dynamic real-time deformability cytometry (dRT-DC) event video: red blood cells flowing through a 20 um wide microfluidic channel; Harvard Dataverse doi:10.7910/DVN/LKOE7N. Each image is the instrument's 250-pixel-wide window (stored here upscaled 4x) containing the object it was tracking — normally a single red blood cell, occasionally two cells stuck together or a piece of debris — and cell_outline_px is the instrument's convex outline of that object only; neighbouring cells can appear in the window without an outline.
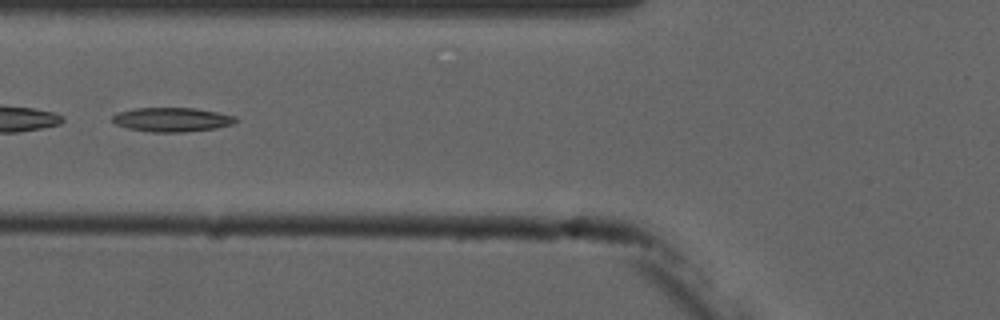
{"species": "common noctule bat (a hibernating species)", "species_latin": "Nyctalus noctula", "temperature_condition": "cold", "stored_images_in_passage": 5, "camera_frame_rate_fps": 3000, "um_per_image_px": 0.085, "animal": {"sex": "male", "forearm_length_mm": 52.5}, "frame": {"image": 1, "passage_image": 5, "time_ms": 4.667, "image_size_px": [1000, 320], "cell_outline_px": [[240, 120], [232, 124], [216, 128], [184, 132], [152, 132], [128, 128], [116, 124], [112, 120], [112, 116], [120, 112], [136, 108], [192, 108], [216, 112], [236, 116]], "centroid_in_image_um": [14.65, 10.17], "position_along_channel_um": 111.1, "area_um2": 17.22}}